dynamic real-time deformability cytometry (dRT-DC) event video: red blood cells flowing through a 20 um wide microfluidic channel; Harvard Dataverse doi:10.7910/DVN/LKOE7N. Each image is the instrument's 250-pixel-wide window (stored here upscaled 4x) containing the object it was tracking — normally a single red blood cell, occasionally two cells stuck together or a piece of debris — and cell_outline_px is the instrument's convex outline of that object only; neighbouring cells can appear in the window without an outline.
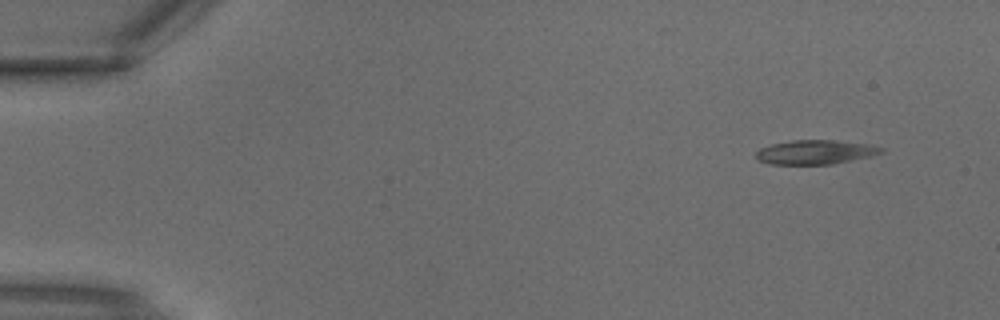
{"species": "common noctule bat (a hibernating species)", "species_latin": "Nyctalus noctula", "temperature_condition": "warm", "stored_images_in_passage": 2, "camera_frame_rate_fps": 3000, "um_per_image_px": 0.085, "animal": {"sex": "male", "body_mass_g": 18.8}, "frame": {"image": 1, "passage_image": 1, "time_ms": 0.0, "image_size_px": [1000, 320], "cell_outline_px": [[884, 152], [868, 156], [832, 164], [768, 164], [756, 160], [756, 152], [760, 148], [772, 144], [792, 140], [832, 140], [864, 144], [884, 148]], "centroid_in_image_um": [69.22, 12.93], "position_along_channel_um": 15.8, "area_um2": 17.4}}